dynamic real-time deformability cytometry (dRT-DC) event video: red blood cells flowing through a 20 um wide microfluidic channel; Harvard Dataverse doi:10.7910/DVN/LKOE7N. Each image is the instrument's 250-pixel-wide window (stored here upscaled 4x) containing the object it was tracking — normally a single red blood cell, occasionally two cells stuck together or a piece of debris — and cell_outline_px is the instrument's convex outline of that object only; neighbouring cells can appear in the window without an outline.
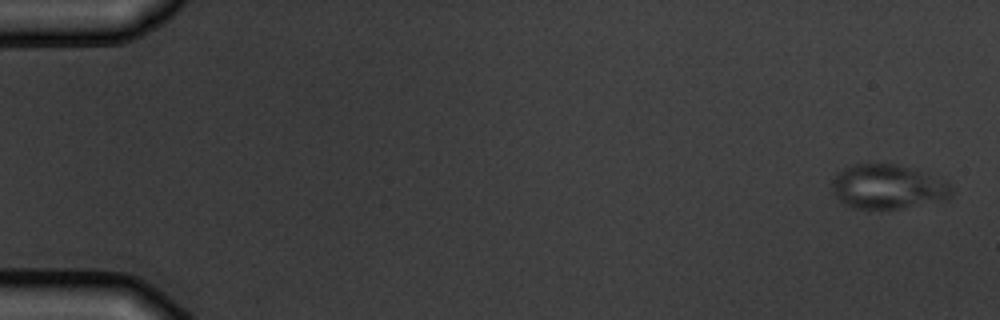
{"species": "common noctule bat (a hibernating species)", "species_latin": "Nyctalus noctula", "temperature_condition": "warm", "stored_images_in_passage": 9, "camera_frame_rate_fps": 3000, "um_per_image_px": 0.085, "animal": {"sex": "male", "body_mass_g": 19.5, "forearm_length_mm": 54.6}, "frame": {"image": 1, "passage_image": 1, "time_ms": 0.0, "image_size_px": [1000, 320], "cell_outline_px": [[952, 196], [948, 200], [900, 208], [868, 212], [852, 208], [844, 204], [832, 192], [832, 180], [844, 168], [856, 164], [896, 164], [916, 168], [948, 180], [952, 188]], "centroid_in_image_um": [75.51, 15.91], "position_along_channel_um": 9.5, "area_um2": 31.96}}